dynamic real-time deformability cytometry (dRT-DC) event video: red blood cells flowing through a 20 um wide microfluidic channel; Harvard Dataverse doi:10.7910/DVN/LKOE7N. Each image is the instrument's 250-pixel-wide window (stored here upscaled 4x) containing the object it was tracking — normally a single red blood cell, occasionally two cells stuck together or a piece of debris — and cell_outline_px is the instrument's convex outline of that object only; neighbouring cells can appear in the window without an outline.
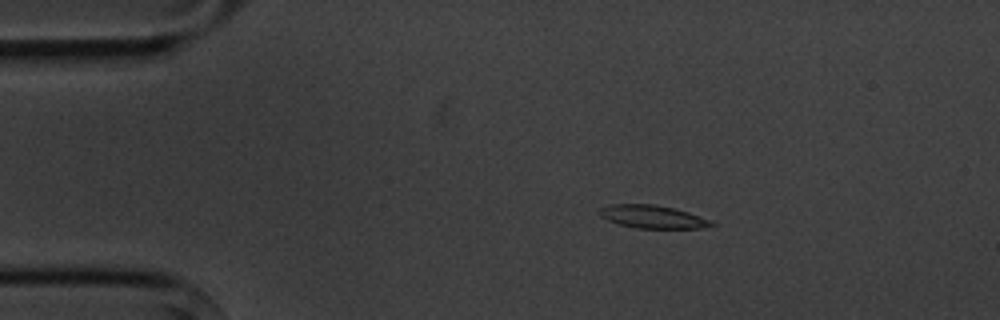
{"species": "common noctule bat (a hibernating species)", "species_latin": "Nyctalus noctula", "temperature_condition": "cold", "stored_images_in_passage": 6, "camera_frame_rate_fps": 3000, "um_per_image_px": 0.085, "animal": {"sex": "male", "body_mass_g": 20.1, "forearm_length_mm": 53.5}, "frame": {"image": 1, "passage_image": 3, "time_ms": 2.333, "image_size_px": [1000, 320], "cell_outline_px": [[716, 224], [700, 228], [636, 228], [620, 224], [608, 220], [600, 216], [596, 212], [600, 208], [608, 204], [656, 204], [688, 212], [708, 220]], "centroid_in_image_um": [55.38, 18.41], "position_along_channel_um": 29.6, "area_um2": 14.85}}
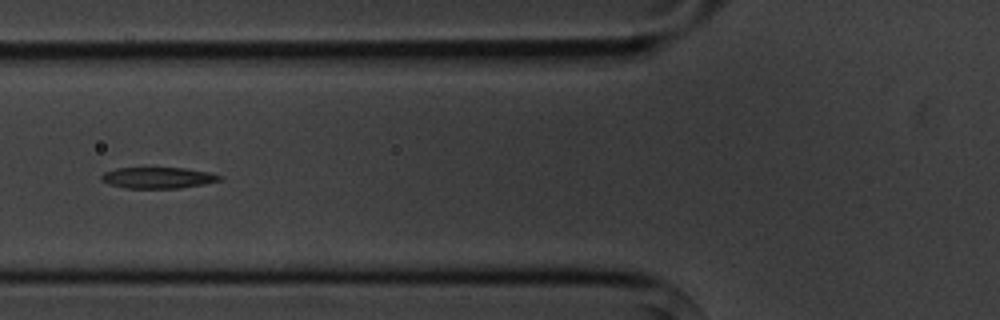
{"frame": {"image": 2, "passage_image": 6, "time_ms": 6.0, "image_size_px": [1000, 320], "cell_outline_px": [[224, 176], [220, 180], [204, 184], [180, 188], [124, 188], [108, 184], [100, 180], [100, 176], [104, 172], [116, 168], [184, 168], [208, 172]], "centroid_in_image_um": [13.4, 15.11], "position_along_channel_um": 112.4, "area_um2": 14.62}}